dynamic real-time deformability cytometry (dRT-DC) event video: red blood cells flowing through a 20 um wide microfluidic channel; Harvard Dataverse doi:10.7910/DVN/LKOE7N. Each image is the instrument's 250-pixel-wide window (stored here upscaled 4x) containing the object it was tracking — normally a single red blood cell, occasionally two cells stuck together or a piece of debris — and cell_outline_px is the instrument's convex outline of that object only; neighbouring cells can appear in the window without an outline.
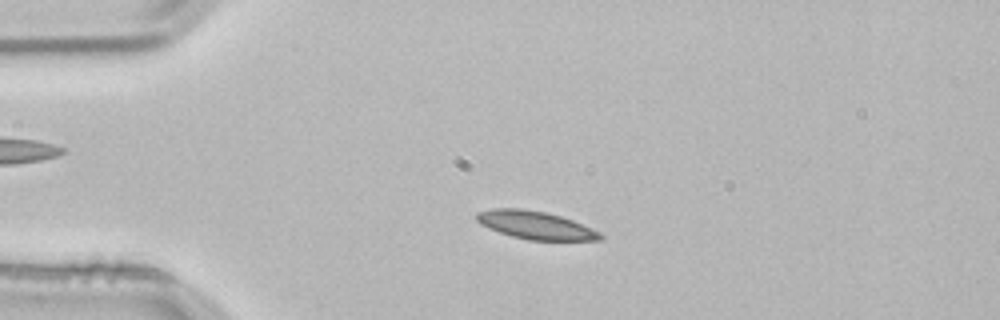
{"species": "common noctule bat (a hibernating species)", "species_latin": "Nyctalus noctula", "temperature_condition": "room temperature", "stored_images_in_passage": 52, "camera_frame_rate_fps": 3000, "um_per_image_px": 0.085, "animal": {"sex": "male", "body_mass_g": 21.5, "forearm_length_mm": 52.0}, "frame": {"image": 1, "passage_image": 11, "time_ms": 3.333, "image_size_px": [1000, 320], "cell_outline_px": [[604, 240], [528, 240], [512, 236], [488, 228], [480, 224], [476, 220], [476, 212], [492, 208], [524, 208], [544, 212], [560, 216], [572, 220], [600, 232], [604, 236]], "centroid_in_image_um": [45.5, 19.13], "position_along_channel_um": 39.5, "area_um2": 20.17}}
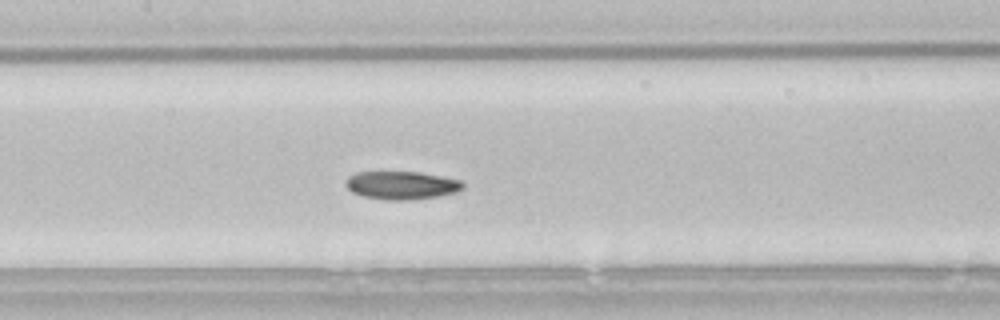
{"frame": {"image": 2, "passage_image": 24, "time_ms": 7.667, "image_size_px": [1000, 320], "cell_outline_px": [[464, 188], [456, 192], [436, 196], [408, 200], [384, 200], [364, 196], [352, 192], [344, 184], [348, 176], [356, 172], [420, 172], [460, 180], [464, 184]], "centroid_in_image_um": [34.11, 15.74], "position_along_channel_um": 173.3, "area_um2": 19.13}}
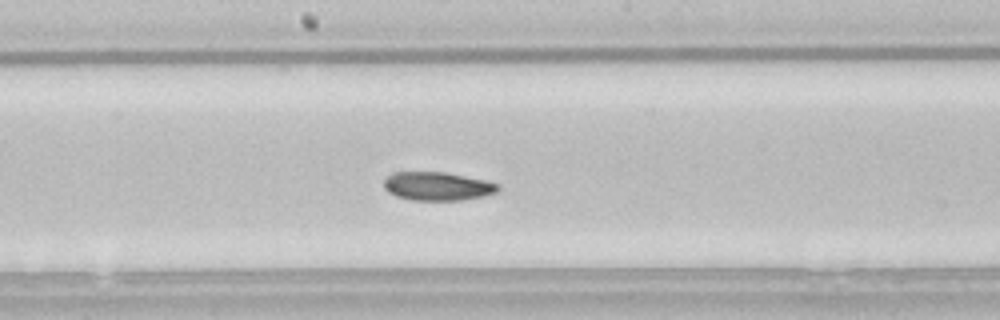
{"frame": {"image": 3, "passage_image": 27, "time_ms": 8.667, "image_size_px": [1000, 320], "cell_outline_px": [[500, 188], [496, 192], [480, 196], [460, 200], [412, 200], [396, 196], [388, 192], [384, 188], [384, 180], [392, 172], [444, 172], [484, 180], [500, 184]], "centroid_in_image_um": [37.15, 15.82], "position_along_channel_um": 211.1, "area_um2": 18.79}, "authors_computed_cell_mechanics": {"area_um2": 19.363, "velocity_mm_per_s": 3.7909, "shape_relaxation_time_tau1_ms": 4.1335, "shape_relaxation_time_tau2_ms": 6.4317, "deformation_change_tau1": 0.113, "deformation_change_tau2": 0.1138}}